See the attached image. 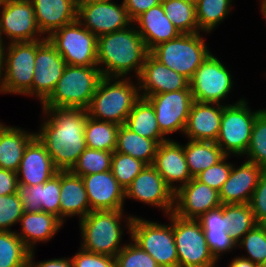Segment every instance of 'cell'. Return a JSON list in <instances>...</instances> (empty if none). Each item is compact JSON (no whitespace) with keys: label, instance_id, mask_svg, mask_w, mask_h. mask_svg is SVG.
<instances>
[{"label":"cell","instance_id":"cell-25","mask_svg":"<svg viewBox=\"0 0 266 267\" xmlns=\"http://www.w3.org/2000/svg\"><path fill=\"white\" fill-rule=\"evenodd\" d=\"M17 193L24 212L43 211L60 219V171L45 183L33 186L18 184Z\"/></svg>","mask_w":266,"mask_h":267},{"label":"cell","instance_id":"cell-27","mask_svg":"<svg viewBox=\"0 0 266 267\" xmlns=\"http://www.w3.org/2000/svg\"><path fill=\"white\" fill-rule=\"evenodd\" d=\"M133 24L149 51L158 44L175 39L181 34L165 15L162 4L142 13Z\"/></svg>","mask_w":266,"mask_h":267},{"label":"cell","instance_id":"cell-4","mask_svg":"<svg viewBox=\"0 0 266 267\" xmlns=\"http://www.w3.org/2000/svg\"><path fill=\"white\" fill-rule=\"evenodd\" d=\"M97 66L66 65L50 96L42 108L87 109L102 79Z\"/></svg>","mask_w":266,"mask_h":267},{"label":"cell","instance_id":"cell-12","mask_svg":"<svg viewBox=\"0 0 266 267\" xmlns=\"http://www.w3.org/2000/svg\"><path fill=\"white\" fill-rule=\"evenodd\" d=\"M231 74L222 61L211 53L190 80L193 100L221 104L233 88Z\"/></svg>","mask_w":266,"mask_h":267},{"label":"cell","instance_id":"cell-6","mask_svg":"<svg viewBox=\"0 0 266 267\" xmlns=\"http://www.w3.org/2000/svg\"><path fill=\"white\" fill-rule=\"evenodd\" d=\"M169 224L145 220L137 216L124 218L131 240L150 254L160 267H178L173 234V212L167 215Z\"/></svg>","mask_w":266,"mask_h":267},{"label":"cell","instance_id":"cell-49","mask_svg":"<svg viewBox=\"0 0 266 267\" xmlns=\"http://www.w3.org/2000/svg\"><path fill=\"white\" fill-rule=\"evenodd\" d=\"M197 220L204 231H228L226 216L223 213V204L216 209L203 213Z\"/></svg>","mask_w":266,"mask_h":267},{"label":"cell","instance_id":"cell-26","mask_svg":"<svg viewBox=\"0 0 266 267\" xmlns=\"http://www.w3.org/2000/svg\"><path fill=\"white\" fill-rule=\"evenodd\" d=\"M37 25L46 38L55 30L77 20L78 0H30Z\"/></svg>","mask_w":266,"mask_h":267},{"label":"cell","instance_id":"cell-43","mask_svg":"<svg viewBox=\"0 0 266 267\" xmlns=\"http://www.w3.org/2000/svg\"><path fill=\"white\" fill-rule=\"evenodd\" d=\"M130 241L115 256L116 267H160L150 254Z\"/></svg>","mask_w":266,"mask_h":267},{"label":"cell","instance_id":"cell-30","mask_svg":"<svg viewBox=\"0 0 266 267\" xmlns=\"http://www.w3.org/2000/svg\"><path fill=\"white\" fill-rule=\"evenodd\" d=\"M35 137L21 127L0 124V168L17 172L28 143Z\"/></svg>","mask_w":266,"mask_h":267},{"label":"cell","instance_id":"cell-54","mask_svg":"<svg viewBox=\"0 0 266 267\" xmlns=\"http://www.w3.org/2000/svg\"><path fill=\"white\" fill-rule=\"evenodd\" d=\"M4 41L0 38V77L2 75V65H3V49H4Z\"/></svg>","mask_w":266,"mask_h":267},{"label":"cell","instance_id":"cell-19","mask_svg":"<svg viewBox=\"0 0 266 267\" xmlns=\"http://www.w3.org/2000/svg\"><path fill=\"white\" fill-rule=\"evenodd\" d=\"M135 82L139 84L142 98L171 91L191 90L187 78L157 61L150 53Z\"/></svg>","mask_w":266,"mask_h":267},{"label":"cell","instance_id":"cell-18","mask_svg":"<svg viewBox=\"0 0 266 267\" xmlns=\"http://www.w3.org/2000/svg\"><path fill=\"white\" fill-rule=\"evenodd\" d=\"M221 206L219 192L192 178L174 194L173 213L180 218L197 220L203 213Z\"/></svg>","mask_w":266,"mask_h":267},{"label":"cell","instance_id":"cell-21","mask_svg":"<svg viewBox=\"0 0 266 267\" xmlns=\"http://www.w3.org/2000/svg\"><path fill=\"white\" fill-rule=\"evenodd\" d=\"M152 166L174 193L179 187L187 184L192 179L185 159L183 145L170 138L158 145ZM177 182L180 185H177Z\"/></svg>","mask_w":266,"mask_h":267},{"label":"cell","instance_id":"cell-20","mask_svg":"<svg viewBox=\"0 0 266 267\" xmlns=\"http://www.w3.org/2000/svg\"><path fill=\"white\" fill-rule=\"evenodd\" d=\"M90 212L96 210H123L125 190L114 178L112 171L82 176Z\"/></svg>","mask_w":266,"mask_h":267},{"label":"cell","instance_id":"cell-55","mask_svg":"<svg viewBox=\"0 0 266 267\" xmlns=\"http://www.w3.org/2000/svg\"><path fill=\"white\" fill-rule=\"evenodd\" d=\"M261 2H260V4H261V9H260V11H261V13L263 14L262 16H263V18L266 20V0H260Z\"/></svg>","mask_w":266,"mask_h":267},{"label":"cell","instance_id":"cell-59","mask_svg":"<svg viewBox=\"0 0 266 267\" xmlns=\"http://www.w3.org/2000/svg\"><path fill=\"white\" fill-rule=\"evenodd\" d=\"M218 262V260H216L213 264H211L209 267H215L216 263ZM228 267H231V265L229 264Z\"/></svg>","mask_w":266,"mask_h":267},{"label":"cell","instance_id":"cell-32","mask_svg":"<svg viewBox=\"0 0 266 267\" xmlns=\"http://www.w3.org/2000/svg\"><path fill=\"white\" fill-rule=\"evenodd\" d=\"M158 144L133 132L125 124L119 126L115 152L130 155L146 165H152Z\"/></svg>","mask_w":266,"mask_h":267},{"label":"cell","instance_id":"cell-51","mask_svg":"<svg viewBox=\"0 0 266 267\" xmlns=\"http://www.w3.org/2000/svg\"><path fill=\"white\" fill-rule=\"evenodd\" d=\"M18 184L17 172L0 168V196L15 194Z\"/></svg>","mask_w":266,"mask_h":267},{"label":"cell","instance_id":"cell-23","mask_svg":"<svg viewBox=\"0 0 266 267\" xmlns=\"http://www.w3.org/2000/svg\"><path fill=\"white\" fill-rule=\"evenodd\" d=\"M262 171V167L248 160L237 168L234 164L229 178L219 191L221 204L250 203Z\"/></svg>","mask_w":266,"mask_h":267},{"label":"cell","instance_id":"cell-14","mask_svg":"<svg viewBox=\"0 0 266 267\" xmlns=\"http://www.w3.org/2000/svg\"><path fill=\"white\" fill-rule=\"evenodd\" d=\"M77 20L97 37L133 24L124 3L114 1H78Z\"/></svg>","mask_w":266,"mask_h":267},{"label":"cell","instance_id":"cell-56","mask_svg":"<svg viewBox=\"0 0 266 267\" xmlns=\"http://www.w3.org/2000/svg\"><path fill=\"white\" fill-rule=\"evenodd\" d=\"M259 267H266V257L264 260L259 264Z\"/></svg>","mask_w":266,"mask_h":267},{"label":"cell","instance_id":"cell-39","mask_svg":"<svg viewBox=\"0 0 266 267\" xmlns=\"http://www.w3.org/2000/svg\"><path fill=\"white\" fill-rule=\"evenodd\" d=\"M112 156L110 151L86 148L69 171L82 177L111 170Z\"/></svg>","mask_w":266,"mask_h":267},{"label":"cell","instance_id":"cell-11","mask_svg":"<svg viewBox=\"0 0 266 267\" xmlns=\"http://www.w3.org/2000/svg\"><path fill=\"white\" fill-rule=\"evenodd\" d=\"M173 234L178 267H209L216 261L198 220L180 218L173 213Z\"/></svg>","mask_w":266,"mask_h":267},{"label":"cell","instance_id":"cell-48","mask_svg":"<svg viewBox=\"0 0 266 267\" xmlns=\"http://www.w3.org/2000/svg\"><path fill=\"white\" fill-rule=\"evenodd\" d=\"M71 258L73 267H116V259L114 257L90 253L81 248Z\"/></svg>","mask_w":266,"mask_h":267},{"label":"cell","instance_id":"cell-13","mask_svg":"<svg viewBox=\"0 0 266 267\" xmlns=\"http://www.w3.org/2000/svg\"><path fill=\"white\" fill-rule=\"evenodd\" d=\"M0 38L12 42L43 40L30 0H4L0 3ZM42 37V38H41Z\"/></svg>","mask_w":266,"mask_h":267},{"label":"cell","instance_id":"cell-58","mask_svg":"<svg viewBox=\"0 0 266 267\" xmlns=\"http://www.w3.org/2000/svg\"><path fill=\"white\" fill-rule=\"evenodd\" d=\"M186 2L192 3L194 5L197 4L198 0H185Z\"/></svg>","mask_w":266,"mask_h":267},{"label":"cell","instance_id":"cell-57","mask_svg":"<svg viewBox=\"0 0 266 267\" xmlns=\"http://www.w3.org/2000/svg\"><path fill=\"white\" fill-rule=\"evenodd\" d=\"M78 1H103V2H110L112 0H78Z\"/></svg>","mask_w":266,"mask_h":267},{"label":"cell","instance_id":"cell-42","mask_svg":"<svg viewBox=\"0 0 266 267\" xmlns=\"http://www.w3.org/2000/svg\"><path fill=\"white\" fill-rule=\"evenodd\" d=\"M247 251L248 260L260 264L266 257V224H256L237 244Z\"/></svg>","mask_w":266,"mask_h":267},{"label":"cell","instance_id":"cell-33","mask_svg":"<svg viewBox=\"0 0 266 267\" xmlns=\"http://www.w3.org/2000/svg\"><path fill=\"white\" fill-rule=\"evenodd\" d=\"M188 141L186 145H183V150L192 178H195L200 172L216 164L225 156L216 142Z\"/></svg>","mask_w":266,"mask_h":267},{"label":"cell","instance_id":"cell-41","mask_svg":"<svg viewBox=\"0 0 266 267\" xmlns=\"http://www.w3.org/2000/svg\"><path fill=\"white\" fill-rule=\"evenodd\" d=\"M146 164L130 155L113 152L111 171L119 185L125 190Z\"/></svg>","mask_w":266,"mask_h":267},{"label":"cell","instance_id":"cell-22","mask_svg":"<svg viewBox=\"0 0 266 267\" xmlns=\"http://www.w3.org/2000/svg\"><path fill=\"white\" fill-rule=\"evenodd\" d=\"M58 171L46 148L35 136L24 150L17 171L18 183L26 186L45 183ZM20 176L22 177L20 178Z\"/></svg>","mask_w":266,"mask_h":267},{"label":"cell","instance_id":"cell-3","mask_svg":"<svg viewBox=\"0 0 266 267\" xmlns=\"http://www.w3.org/2000/svg\"><path fill=\"white\" fill-rule=\"evenodd\" d=\"M140 98L139 86L131 81V77L121 79L103 76L86 109L87 114L90 118L120 126L126 123L129 113Z\"/></svg>","mask_w":266,"mask_h":267},{"label":"cell","instance_id":"cell-1","mask_svg":"<svg viewBox=\"0 0 266 267\" xmlns=\"http://www.w3.org/2000/svg\"><path fill=\"white\" fill-rule=\"evenodd\" d=\"M45 121L35 136L44 145L59 171L70 170L87 148L84 136L87 110L43 108Z\"/></svg>","mask_w":266,"mask_h":267},{"label":"cell","instance_id":"cell-9","mask_svg":"<svg viewBox=\"0 0 266 267\" xmlns=\"http://www.w3.org/2000/svg\"><path fill=\"white\" fill-rule=\"evenodd\" d=\"M262 110L251 111L245 98L224 105L216 144L225 155H245L256 116Z\"/></svg>","mask_w":266,"mask_h":267},{"label":"cell","instance_id":"cell-47","mask_svg":"<svg viewBox=\"0 0 266 267\" xmlns=\"http://www.w3.org/2000/svg\"><path fill=\"white\" fill-rule=\"evenodd\" d=\"M204 233L209 250L216 260H219L221 254L237 247L228 231H204Z\"/></svg>","mask_w":266,"mask_h":267},{"label":"cell","instance_id":"cell-37","mask_svg":"<svg viewBox=\"0 0 266 267\" xmlns=\"http://www.w3.org/2000/svg\"><path fill=\"white\" fill-rule=\"evenodd\" d=\"M232 0H198L196 19L200 32L211 33L231 12Z\"/></svg>","mask_w":266,"mask_h":267},{"label":"cell","instance_id":"cell-31","mask_svg":"<svg viewBox=\"0 0 266 267\" xmlns=\"http://www.w3.org/2000/svg\"><path fill=\"white\" fill-rule=\"evenodd\" d=\"M125 125L140 136L154 140L158 145L166 140L157 123L154 107L146 98H140L129 113Z\"/></svg>","mask_w":266,"mask_h":267},{"label":"cell","instance_id":"cell-17","mask_svg":"<svg viewBox=\"0 0 266 267\" xmlns=\"http://www.w3.org/2000/svg\"><path fill=\"white\" fill-rule=\"evenodd\" d=\"M66 62L47 38L36 41L33 96L40 105L50 96L61 78Z\"/></svg>","mask_w":266,"mask_h":267},{"label":"cell","instance_id":"cell-36","mask_svg":"<svg viewBox=\"0 0 266 267\" xmlns=\"http://www.w3.org/2000/svg\"><path fill=\"white\" fill-rule=\"evenodd\" d=\"M29 253L16 231H0V267H28Z\"/></svg>","mask_w":266,"mask_h":267},{"label":"cell","instance_id":"cell-10","mask_svg":"<svg viewBox=\"0 0 266 267\" xmlns=\"http://www.w3.org/2000/svg\"><path fill=\"white\" fill-rule=\"evenodd\" d=\"M47 39L66 65L97 66L98 37L78 20L55 30Z\"/></svg>","mask_w":266,"mask_h":267},{"label":"cell","instance_id":"cell-35","mask_svg":"<svg viewBox=\"0 0 266 267\" xmlns=\"http://www.w3.org/2000/svg\"><path fill=\"white\" fill-rule=\"evenodd\" d=\"M161 4L165 15L181 34L200 32L196 19V5L185 0H162Z\"/></svg>","mask_w":266,"mask_h":267},{"label":"cell","instance_id":"cell-38","mask_svg":"<svg viewBox=\"0 0 266 267\" xmlns=\"http://www.w3.org/2000/svg\"><path fill=\"white\" fill-rule=\"evenodd\" d=\"M223 213L226 216L228 233L236 244L257 224L249 203L223 204Z\"/></svg>","mask_w":266,"mask_h":267},{"label":"cell","instance_id":"cell-40","mask_svg":"<svg viewBox=\"0 0 266 267\" xmlns=\"http://www.w3.org/2000/svg\"><path fill=\"white\" fill-rule=\"evenodd\" d=\"M245 156L246 160L266 169V109L256 116Z\"/></svg>","mask_w":266,"mask_h":267},{"label":"cell","instance_id":"cell-15","mask_svg":"<svg viewBox=\"0 0 266 267\" xmlns=\"http://www.w3.org/2000/svg\"><path fill=\"white\" fill-rule=\"evenodd\" d=\"M154 107L157 123L165 136L177 131L184 132L193 103L191 90H178L146 97Z\"/></svg>","mask_w":266,"mask_h":267},{"label":"cell","instance_id":"cell-5","mask_svg":"<svg viewBox=\"0 0 266 267\" xmlns=\"http://www.w3.org/2000/svg\"><path fill=\"white\" fill-rule=\"evenodd\" d=\"M124 210H96L79 220L81 249L114 257L124 247L121 224Z\"/></svg>","mask_w":266,"mask_h":267},{"label":"cell","instance_id":"cell-7","mask_svg":"<svg viewBox=\"0 0 266 267\" xmlns=\"http://www.w3.org/2000/svg\"><path fill=\"white\" fill-rule=\"evenodd\" d=\"M150 54L160 63L189 81L198 67L210 56L200 32L180 34L177 38L162 42L150 50Z\"/></svg>","mask_w":266,"mask_h":267},{"label":"cell","instance_id":"cell-28","mask_svg":"<svg viewBox=\"0 0 266 267\" xmlns=\"http://www.w3.org/2000/svg\"><path fill=\"white\" fill-rule=\"evenodd\" d=\"M90 213V203L81 176L60 171V220L79 216V220Z\"/></svg>","mask_w":266,"mask_h":267},{"label":"cell","instance_id":"cell-53","mask_svg":"<svg viewBox=\"0 0 266 267\" xmlns=\"http://www.w3.org/2000/svg\"><path fill=\"white\" fill-rule=\"evenodd\" d=\"M231 261H232L230 262L231 267H259V264H256L242 256L236 257Z\"/></svg>","mask_w":266,"mask_h":267},{"label":"cell","instance_id":"cell-8","mask_svg":"<svg viewBox=\"0 0 266 267\" xmlns=\"http://www.w3.org/2000/svg\"><path fill=\"white\" fill-rule=\"evenodd\" d=\"M8 43L3 49L0 93L33 96L36 41Z\"/></svg>","mask_w":266,"mask_h":267},{"label":"cell","instance_id":"cell-45","mask_svg":"<svg viewBox=\"0 0 266 267\" xmlns=\"http://www.w3.org/2000/svg\"><path fill=\"white\" fill-rule=\"evenodd\" d=\"M228 157L229 155H225L219 162L203 170L195 178L219 192L229 178L233 166V163L226 162Z\"/></svg>","mask_w":266,"mask_h":267},{"label":"cell","instance_id":"cell-34","mask_svg":"<svg viewBox=\"0 0 266 267\" xmlns=\"http://www.w3.org/2000/svg\"><path fill=\"white\" fill-rule=\"evenodd\" d=\"M119 125L87 117L84 136L87 148L114 152Z\"/></svg>","mask_w":266,"mask_h":267},{"label":"cell","instance_id":"cell-24","mask_svg":"<svg viewBox=\"0 0 266 267\" xmlns=\"http://www.w3.org/2000/svg\"><path fill=\"white\" fill-rule=\"evenodd\" d=\"M223 104L193 101L183 134L189 140L216 142Z\"/></svg>","mask_w":266,"mask_h":267},{"label":"cell","instance_id":"cell-2","mask_svg":"<svg viewBox=\"0 0 266 267\" xmlns=\"http://www.w3.org/2000/svg\"><path fill=\"white\" fill-rule=\"evenodd\" d=\"M149 53L132 24L131 27L98 37L97 67L102 76L114 78H126L134 70L137 79Z\"/></svg>","mask_w":266,"mask_h":267},{"label":"cell","instance_id":"cell-52","mask_svg":"<svg viewBox=\"0 0 266 267\" xmlns=\"http://www.w3.org/2000/svg\"><path fill=\"white\" fill-rule=\"evenodd\" d=\"M34 256V250L30 251L28 267H73L72 258H54L35 263Z\"/></svg>","mask_w":266,"mask_h":267},{"label":"cell","instance_id":"cell-46","mask_svg":"<svg viewBox=\"0 0 266 267\" xmlns=\"http://www.w3.org/2000/svg\"><path fill=\"white\" fill-rule=\"evenodd\" d=\"M249 204L256 223L266 224V169L260 175Z\"/></svg>","mask_w":266,"mask_h":267},{"label":"cell","instance_id":"cell-16","mask_svg":"<svg viewBox=\"0 0 266 267\" xmlns=\"http://www.w3.org/2000/svg\"><path fill=\"white\" fill-rule=\"evenodd\" d=\"M174 191L152 165H146L125 189V199L132 198L160 208L165 215L174 210Z\"/></svg>","mask_w":266,"mask_h":267},{"label":"cell","instance_id":"cell-29","mask_svg":"<svg viewBox=\"0 0 266 267\" xmlns=\"http://www.w3.org/2000/svg\"><path fill=\"white\" fill-rule=\"evenodd\" d=\"M19 223L21 232L16 234L30 251L36 243L50 241L64 224L57 216L43 211L24 212Z\"/></svg>","mask_w":266,"mask_h":267},{"label":"cell","instance_id":"cell-50","mask_svg":"<svg viewBox=\"0 0 266 267\" xmlns=\"http://www.w3.org/2000/svg\"><path fill=\"white\" fill-rule=\"evenodd\" d=\"M162 0H123L124 6L132 21L151 7L161 4Z\"/></svg>","mask_w":266,"mask_h":267},{"label":"cell","instance_id":"cell-44","mask_svg":"<svg viewBox=\"0 0 266 267\" xmlns=\"http://www.w3.org/2000/svg\"><path fill=\"white\" fill-rule=\"evenodd\" d=\"M24 213L23 204L19 195L15 194L0 196V231H13L10 227L20 222Z\"/></svg>","mask_w":266,"mask_h":267}]
</instances>
